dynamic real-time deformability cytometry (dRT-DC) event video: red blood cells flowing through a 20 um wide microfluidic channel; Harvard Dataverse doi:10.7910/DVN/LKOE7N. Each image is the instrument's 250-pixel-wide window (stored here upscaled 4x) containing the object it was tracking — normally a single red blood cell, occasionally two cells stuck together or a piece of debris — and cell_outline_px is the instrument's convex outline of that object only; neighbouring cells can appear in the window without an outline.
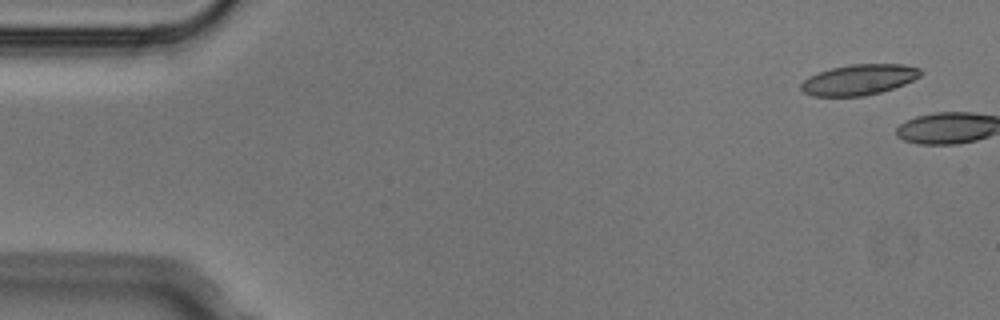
{"species": "Egyptian fruit bat (a non-hibernating species)", "species_latin": "Rousettus aegyptiacus", "temperature_condition": "cold", "stored_images_in_passage": 2, "camera_frame_rate_fps": 3000, "um_per_image_px": 0.085, "animal": {"sex": "male"}, "frame": {"image": 1, "passage_image": 1, "time_ms": 0.0, "image_size_px": [1000, 320], "cell_outline_px": [[920, 76], [904, 84], [880, 92], [864, 96], [812, 96], [804, 92], [800, 88], [800, 84], [808, 76], [832, 68], [852, 64], [904, 64], [920, 68]], "centroid_in_image_um": [72.99, 6.77], "position_along_channel_um": 12.0, "area_um2": 21.15}}